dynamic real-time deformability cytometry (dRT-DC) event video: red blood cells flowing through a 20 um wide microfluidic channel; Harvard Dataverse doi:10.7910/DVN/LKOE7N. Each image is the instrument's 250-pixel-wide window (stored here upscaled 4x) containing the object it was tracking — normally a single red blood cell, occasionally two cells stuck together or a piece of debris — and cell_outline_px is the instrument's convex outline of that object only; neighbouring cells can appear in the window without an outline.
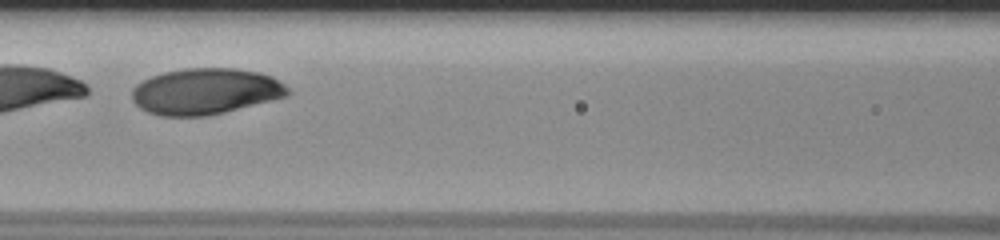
{"species": "human", "species_latin": "Homo sapiens", "temperature_condition": "room temperature", "stored_images_in_passage": 27, "camera_frame_rate_fps": 3000, "um_per_image_px": 0.085, "donor": {"sex": "male"}, "frame": {"image": 1, "passage_image": 12, "time_ms": 3.667, "image_size_px": [1000, 240], "cell_outline_px": [[292, 92], [288, 96], [208, 116], [160, 116], [148, 112], [140, 108], [132, 100], [132, 88], [136, 84], [152, 76], [164, 72], [184, 68], [236, 68], [256, 72], [272, 76], [284, 84]], "centroid_in_image_um": [17.46, 7.77], "position_along_channel_um": 149.1, "area_um2": 41.96}}